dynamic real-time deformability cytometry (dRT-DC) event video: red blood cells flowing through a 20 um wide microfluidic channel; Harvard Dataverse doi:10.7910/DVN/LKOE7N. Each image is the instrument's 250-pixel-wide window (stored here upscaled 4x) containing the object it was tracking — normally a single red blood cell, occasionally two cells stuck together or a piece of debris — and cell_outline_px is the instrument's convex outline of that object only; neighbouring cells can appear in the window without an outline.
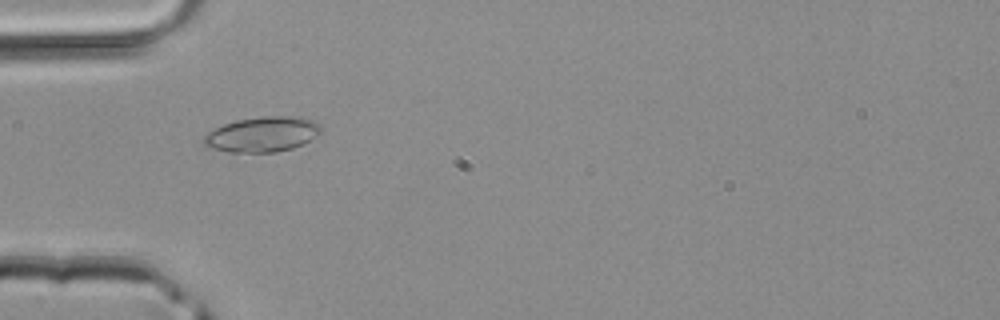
{"species": "common noctule bat (a hibernating species)", "species_latin": "Nyctalus noctula", "temperature_condition": "room temperature", "stored_images_in_passage": 31, "camera_frame_rate_fps": 3000, "um_per_image_px": 0.085, "animal": {"sex": "male", "body_mass_g": 20.4}, "frame": {"image": 1, "passage_image": 1, "time_ms": 0.0, "image_size_px": [1000, 320], "cell_outline_px": [[320, 132], [304, 144], [292, 148], [276, 152], [228, 152], [212, 148], [204, 144], [204, 136], [208, 132], [224, 124], [236, 120], [264, 116], [288, 116], [316, 120], [320, 124]], "centroid_in_image_um": [22.31, 11.42], "position_along_channel_um": 62.7, "area_um2": 23.81}}
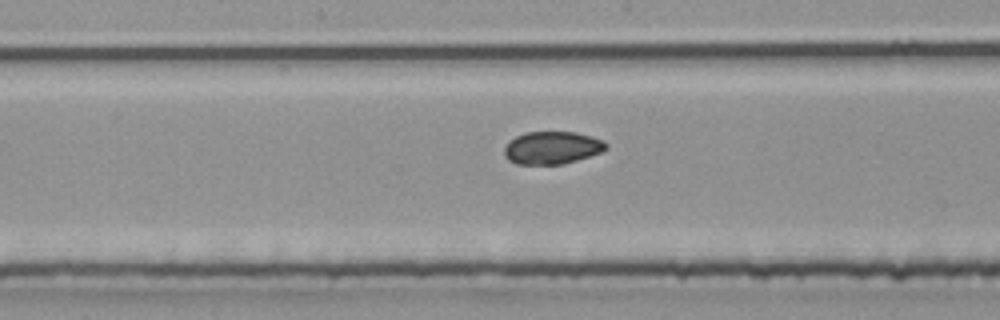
{"frame": {"image": 2, "passage_image": 10, "time_ms": 3.0, "image_size_px": [1000, 320], "cell_outline_px": [[608, 148], [600, 152], [564, 164], [516, 164], [508, 160], [504, 156], [504, 148], [508, 140], [524, 132], [576, 132], [592, 136], [604, 140], [608, 144]], "centroid_in_image_um": [46.9, 12.55], "position_along_channel_um": 201.3, "area_um2": 19.54}}
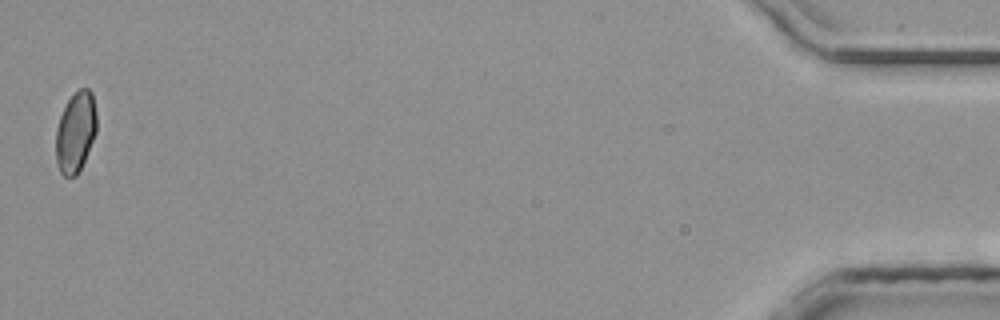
{"frame": {"image": 3, "passage_image": 31, "time_ms": 10.0, "image_size_px": [1000, 320], "cell_outline_px": [[96, 132], [84, 160], [76, 176], [64, 176], [60, 172], [56, 160], [56, 128], [60, 116], [68, 100], [80, 88], [88, 88], [92, 92], [96, 112]], "centroid_in_image_um": [6.42, 11.21], "position_along_channel_um": 428.8, "area_um2": 18.9}}